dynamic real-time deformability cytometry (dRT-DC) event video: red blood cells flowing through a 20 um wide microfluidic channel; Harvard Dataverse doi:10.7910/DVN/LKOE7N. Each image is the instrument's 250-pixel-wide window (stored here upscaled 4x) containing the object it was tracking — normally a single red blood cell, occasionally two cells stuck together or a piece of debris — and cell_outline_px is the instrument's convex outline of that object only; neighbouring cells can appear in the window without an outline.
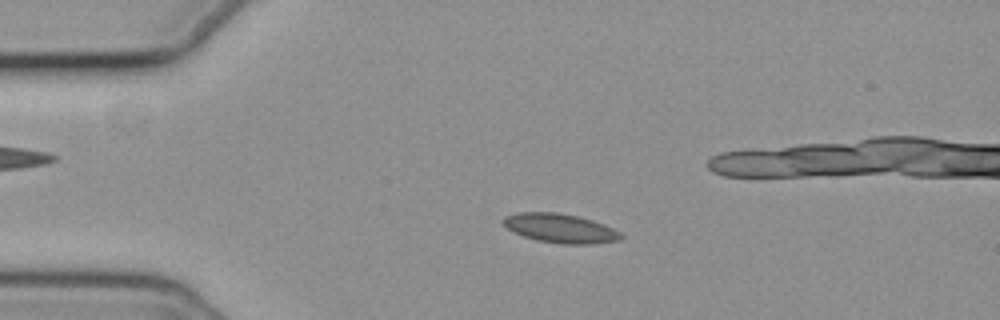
{"species": "common noctule bat (a hibernating species)", "species_latin": "Nyctalus noctula", "temperature_condition": "cold", "stored_images_in_passage": 57, "camera_frame_rate_fps": 3000, "um_per_image_px": 0.085, "animal": {"sex": "female", "body_mass_g": 19.3, "forearm_length_mm": 54.1}, "frame": {"image": 1, "passage_image": 13, "time_ms": 4.0, "image_size_px": [1000, 320], "cell_outline_px": [[624, 236], [620, 240], [592, 244], [560, 244], [536, 240], [512, 232], [500, 220], [504, 216], [516, 212], [556, 212], [576, 216], [592, 220], [604, 224], [620, 232]], "centroid_in_image_um": [47.59, 19.4], "position_along_channel_um": 37.4, "area_um2": 20.11}}
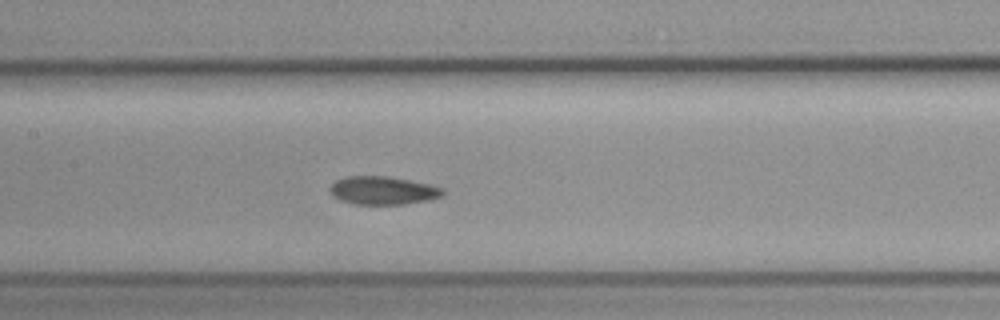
{"frame": {"image": 2, "passage_image": 27, "time_ms": 8.667, "image_size_px": [1000, 320], "cell_outline_px": [[444, 196], [428, 200], [404, 204], [352, 204], [340, 200], [332, 196], [328, 192], [328, 188], [336, 180], [348, 176], [384, 176], [408, 180], [428, 184], [444, 188]], "centroid_in_image_um": [32.51, 16.2], "position_along_channel_um": 174.9, "area_um2": 18.61}}
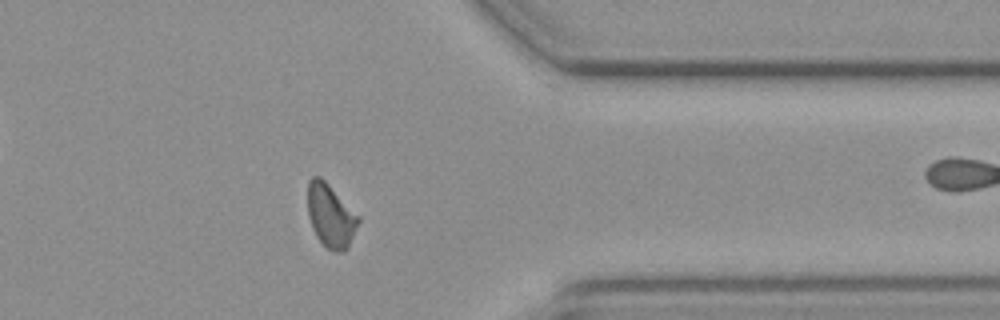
{"frame": {"image": 3, "passage_image": 45, "time_ms": 14.667, "image_size_px": [1000, 320], "cell_outline_px": [[360, 220], [348, 248], [344, 252], [332, 252], [316, 236], [312, 228], [308, 216], [308, 180], [312, 176], [320, 176], [360, 216]], "centroid_in_image_um": [28.11, 18.34], "position_along_channel_um": 383.3, "area_um2": 18.73}, "authors_computed_cell_mechanics": {"area_um2": 18.6694, "velocity_mm_per_s": 3.6988, "shape_relaxation_time_tau1_ms": null, "shape_relaxation_time_tau2_ms": 8.0146, "deformation_change_tau1": null, "deformation_change_tau2": 0.1034}}